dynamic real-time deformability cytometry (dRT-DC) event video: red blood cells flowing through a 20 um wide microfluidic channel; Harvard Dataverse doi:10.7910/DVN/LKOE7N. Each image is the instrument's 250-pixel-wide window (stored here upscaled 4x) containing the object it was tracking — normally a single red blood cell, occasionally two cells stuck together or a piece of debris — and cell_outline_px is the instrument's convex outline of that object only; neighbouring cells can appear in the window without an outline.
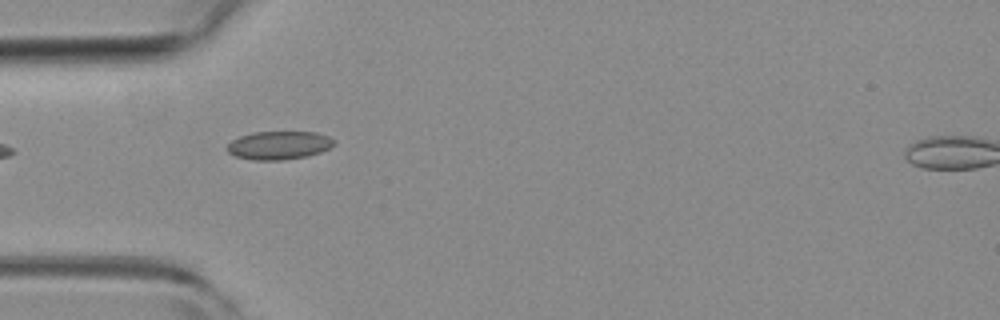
{"species": "common noctule bat (a hibernating species)", "species_latin": "Nyctalus noctula", "temperature_condition": "room temperature", "stored_images_in_passage": 5, "camera_frame_rate_fps": 3000, "um_per_image_px": 0.085, "animal": {"sex": "female", "body_mass_g": 19.3, "forearm_length_mm": 54.1}, "frame": {"image": 1, "passage_image": 5, "time_ms": 1.333, "image_size_px": [1000, 320], "cell_outline_px": [[336, 144], [320, 152], [308, 156], [284, 160], [252, 160], [236, 156], [228, 152], [224, 148], [232, 140], [240, 136], [252, 132], [316, 132], [328, 136], [336, 140]], "centroid_in_image_um": [23.71, 12.35], "position_along_channel_um": 61.3, "area_um2": 17.8}}